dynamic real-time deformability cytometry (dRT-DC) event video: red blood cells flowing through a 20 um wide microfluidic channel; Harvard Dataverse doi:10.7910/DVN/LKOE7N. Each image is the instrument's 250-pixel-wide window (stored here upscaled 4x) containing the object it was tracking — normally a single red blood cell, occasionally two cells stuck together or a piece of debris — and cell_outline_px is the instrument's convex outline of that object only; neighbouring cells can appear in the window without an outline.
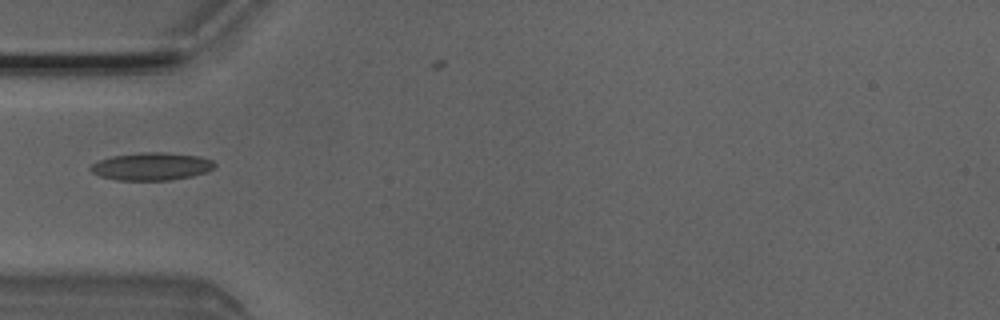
{"species": "Egyptian fruit bat (a non-hibernating species)", "species_latin": "Rousettus aegyptiacus", "temperature_condition": "room temperature", "stored_images_in_passage": 5, "camera_frame_rate_fps": 3000, "um_per_image_px": 0.085, "animal": {"sex": "male"}, "frame": {"image": 1, "passage_image": 3, "time_ms": 0.667, "image_size_px": [1000, 320], "cell_outline_px": [[216, 164], [208, 172], [192, 176], [168, 180], [116, 180], [100, 176], [92, 172], [88, 168], [92, 164], [100, 160], [112, 156], [140, 152], [168, 152], [200, 156], [212, 160]], "centroid_in_image_um": [12.89, 14.14], "position_along_channel_um": 72.1, "area_um2": 20.11}}